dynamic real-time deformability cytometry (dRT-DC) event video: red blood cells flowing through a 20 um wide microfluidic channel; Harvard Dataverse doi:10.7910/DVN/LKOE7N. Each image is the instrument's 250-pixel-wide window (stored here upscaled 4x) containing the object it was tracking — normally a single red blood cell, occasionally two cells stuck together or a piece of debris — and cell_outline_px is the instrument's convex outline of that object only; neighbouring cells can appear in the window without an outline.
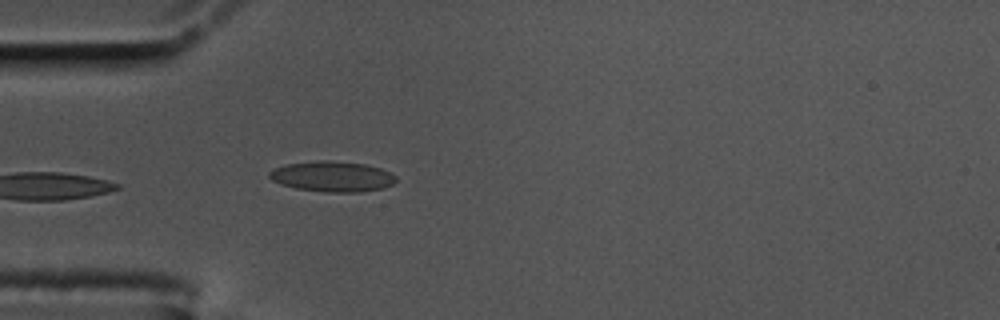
{"species": "common noctule bat (a hibernating species)", "species_latin": "Nyctalus noctula", "temperature_condition": "cold", "stored_images_in_passage": 40, "camera_frame_rate_fps": 3000, "um_per_image_px": 0.085, "animal": {"sex": "male", "body_mass_g": 17.5, "forearm_length_mm": 52.3}, "frame": {"image": 1, "passage_image": 1, "time_ms": 0.0, "image_size_px": [1000, 320], "cell_outline_px": [[396, 180], [392, 184], [384, 188], [360, 192], [328, 192], [296, 188], [280, 184], [272, 180], [268, 176], [268, 172], [276, 168], [288, 164], [324, 160], [364, 164], [380, 168], [392, 172], [396, 176]], "centroid_in_image_um": [28.27, 15.01], "position_along_channel_um": 56.7, "area_um2": 22.31}, "authors_computed_cell_mechanics": {"area_um2": 22.3397, "velocity_mm_per_s": 3.4682, "shape_relaxation_time_tau1_ms": null, "shape_relaxation_time_tau2_ms": 1.3903, "deformation_change_tau1": null, "deformation_change_tau2": 0.0647}}